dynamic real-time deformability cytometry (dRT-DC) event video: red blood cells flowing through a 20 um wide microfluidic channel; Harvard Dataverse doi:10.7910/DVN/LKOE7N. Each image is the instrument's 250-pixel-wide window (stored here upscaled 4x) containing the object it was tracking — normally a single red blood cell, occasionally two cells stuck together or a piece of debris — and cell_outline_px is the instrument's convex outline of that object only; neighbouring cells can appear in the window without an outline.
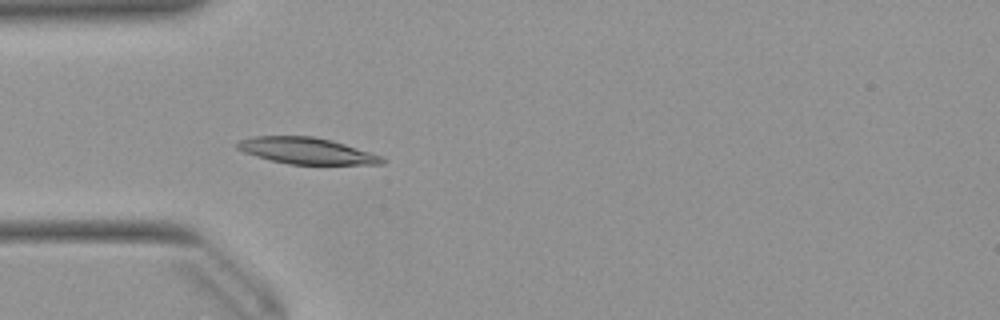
{"species": "Egyptian fruit bat (a non-hibernating species)", "species_latin": "Rousettus aegyptiacus", "temperature_condition": "warm", "stored_images_in_passage": 40, "camera_frame_rate_fps": 3000, "um_per_image_px": 0.085, "animal": {"sex": "female"}, "frame": {"image": 1, "passage_image": 6, "time_ms": 1.667, "image_size_px": [1000, 320], "cell_outline_px": [[388, 160], [384, 164], [288, 164], [268, 160], [244, 152], [236, 148], [236, 144], [240, 140], [252, 136], [312, 136], [332, 140], [384, 156]], "centroid_in_image_um": [26.09, 12.82], "position_along_channel_um": 58.9, "area_um2": 22.43}}
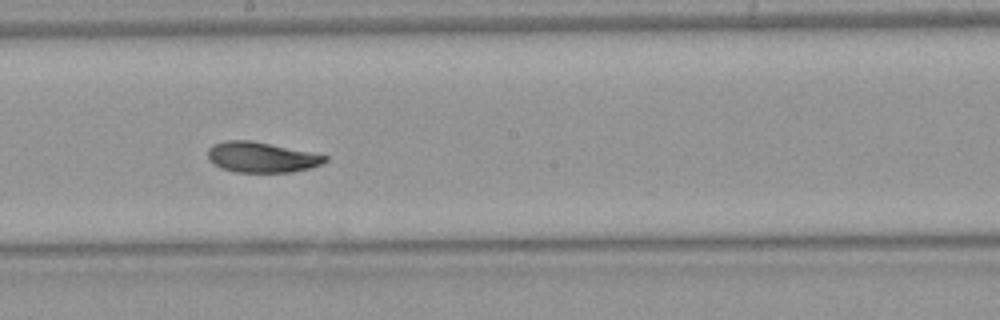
{"frame": {"image": 2, "passage_image": 19, "time_ms": 6.0, "image_size_px": [1000, 320], "cell_outline_px": [[328, 160], [320, 164], [308, 168], [292, 172], [236, 172], [220, 168], [208, 160], [208, 148], [212, 144], [224, 140], [252, 140], [272, 144], [328, 156]], "centroid_in_image_um": [22.17, 13.35], "position_along_channel_um": 226.0, "area_um2": 20.81}}
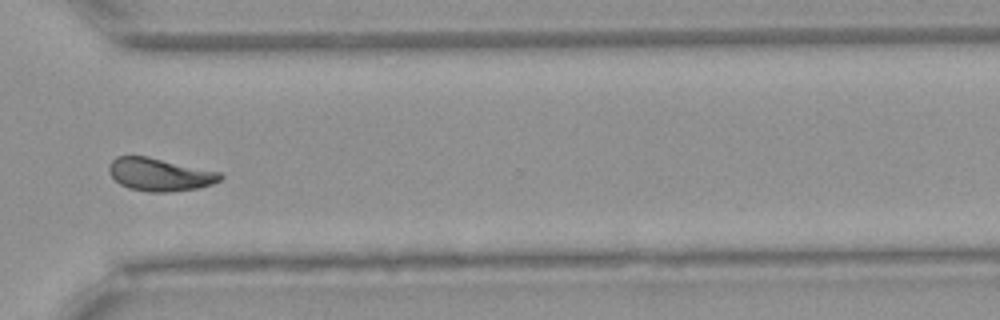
{"frame": {"image": 3, "passage_image": 29, "time_ms": 9.333, "image_size_px": [1000, 320], "cell_outline_px": [[224, 176], [220, 180], [212, 184], [200, 188], [168, 192], [148, 192], [128, 188], [120, 184], [108, 172], [108, 164], [116, 156], [148, 156], [220, 172]], "centroid_in_image_um": [13.57, 14.83], "position_along_channel_um": 357.0, "area_um2": 21.44}, "authors_computed_cell_mechanics": {"area_um2": 21.386, "velocity_mm_per_s": 3.9226, "shape_relaxation_time_tau1_ms": 5.1319, "shape_relaxation_time_tau2_ms": 3.3856, "deformation_change_tau1": 0.1501, "deformation_change_tau2": 0.0688}}